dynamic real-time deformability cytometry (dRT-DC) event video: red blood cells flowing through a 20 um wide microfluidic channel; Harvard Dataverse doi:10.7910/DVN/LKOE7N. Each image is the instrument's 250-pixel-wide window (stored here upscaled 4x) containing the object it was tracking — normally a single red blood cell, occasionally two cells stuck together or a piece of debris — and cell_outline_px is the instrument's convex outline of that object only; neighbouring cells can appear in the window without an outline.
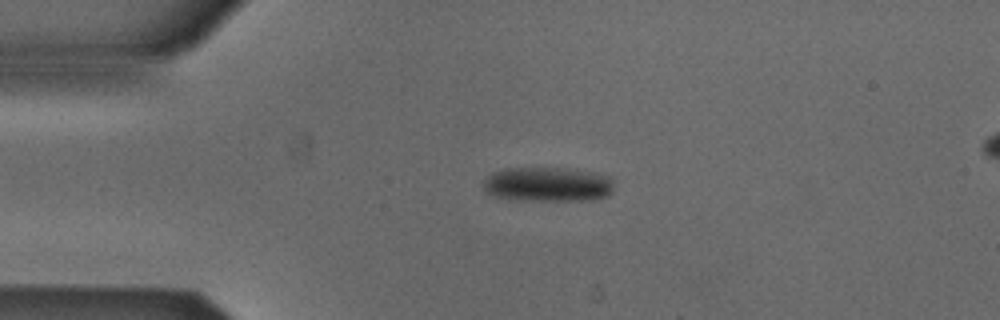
{"species": "Egyptian fruit bat (a non-hibernating species)", "species_latin": "Rousettus aegyptiacus", "temperature_condition": "cold", "stored_images_in_passage": 32, "camera_frame_rate_fps": 3000, "um_per_image_px": 0.085, "animal": {"sex": "male"}, "frame": {"image": 1, "passage_image": 6, "time_ms": 1.667, "image_size_px": [1000, 320], "cell_outline_px": [[612, 192], [608, 196], [592, 200], [520, 200], [496, 196], [484, 192], [484, 180], [492, 172], [504, 168], [560, 168], [588, 172], [608, 176], [612, 180]], "centroid_in_image_um": [46.53, 15.68], "position_along_channel_um": 38.5, "area_um2": 26.13}}
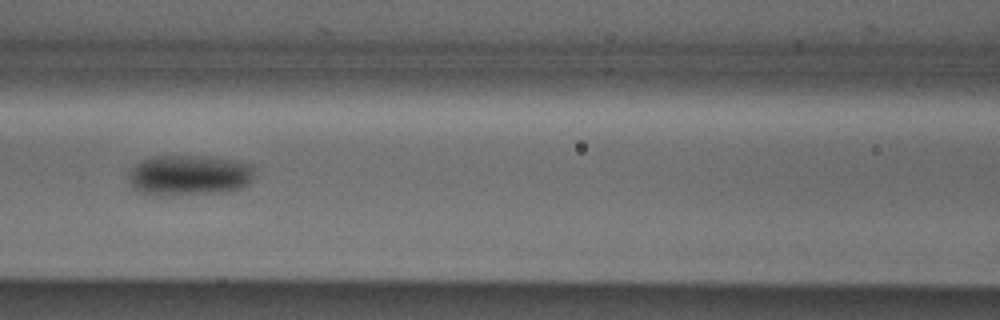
{"frame": {"image": 2, "passage_image": 17, "time_ms": 5.333, "image_size_px": [1000, 320], "cell_outline_px": [[256, 168], [248, 184], [240, 188], [228, 192], [140, 192], [132, 188], [128, 180], [128, 172], [140, 160], [152, 156], [208, 156], [236, 160], [252, 164]], "centroid_in_image_um": [16.12, 14.83], "position_along_channel_um": 150.5, "area_um2": 29.07}}
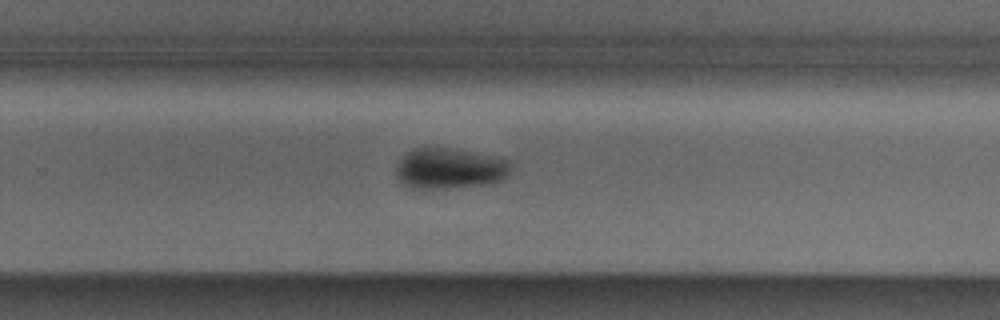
{"frame": {"image": 3, "passage_image": 28, "time_ms": 9.0, "image_size_px": [1000, 320], "cell_outline_px": [[508, 176], [492, 184], [444, 188], [412, 188], [404, 184], [396, 176], [396, 168], [400, 160], [412, 148], [448, 148], [508, 160]], "centroid_in_image_um": [38.18, 14.34], "position_along_channel_um": 291.6, "area_um2": 26.59}}